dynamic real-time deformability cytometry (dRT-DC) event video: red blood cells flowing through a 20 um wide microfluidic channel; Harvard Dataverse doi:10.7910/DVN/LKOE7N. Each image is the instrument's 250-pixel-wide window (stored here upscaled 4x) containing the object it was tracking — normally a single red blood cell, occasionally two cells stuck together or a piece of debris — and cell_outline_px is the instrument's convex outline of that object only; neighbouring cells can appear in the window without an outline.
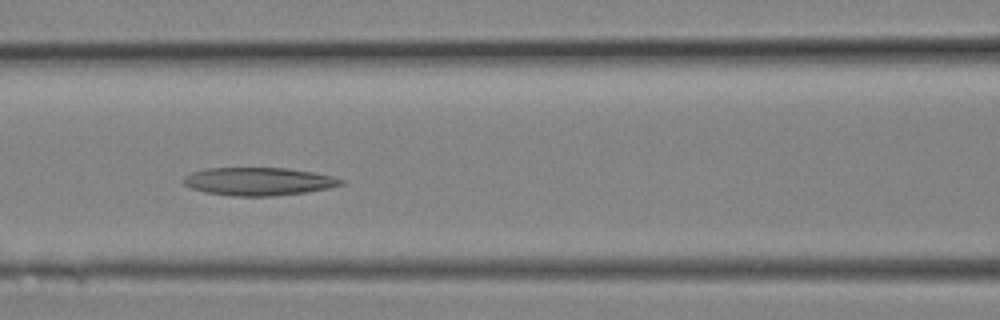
{"species": "Egyptian fruit bat (a non-hibernating species)", "species_latin": "Rousettus aegyptiacus", "temperature_condition": "room temperature", "stored_images_in_passage": 9, "camera_frame_rate_fps": 3000, "um_per_image_px": 0.085, "animal": {"sex": "female"}, "frame": {"image": 1, "passage_image": 8, "time_ms": 2.333, "image_size_px": [1000, 320], "cell_outline_px": [[344, 184], [328, 188], [308, 192], [276, 196], [236, 196], [204, 192], [192, 188], [184, 184], [184, 176], [192, 172], [204, 168], [284, 168], [312, 172], [332, 176], [344, 180]], "centroid_in_image_um": [21.98, 15.42], "position_along_channel_um": 144.6, "area_um2": 25.66}}
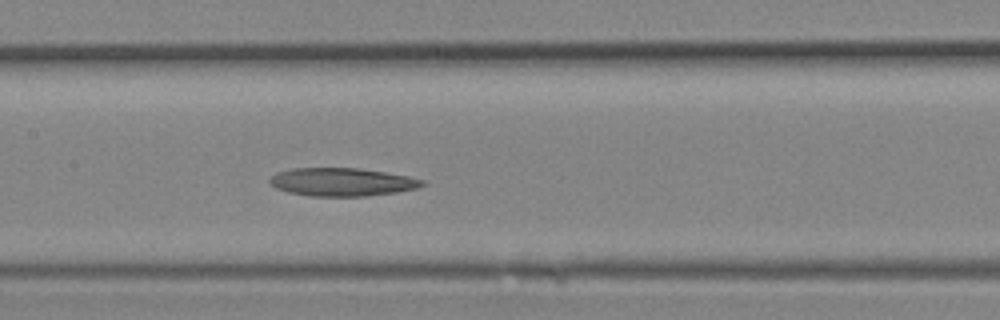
{"frame": {"image": 2, "passage_image": 9, "time_ms": 2.667, "image_size_px": [1000, 320], "cell_outline_px": [[424, 184], [416, 188], [396, 192], [364, 196], [308, 196], [288, 192], [276, 188], [268, 180], [276, 172], [292, 168], [356, 168], [384, 172], [408, 176], [424, 180]], "centroid_in_image_um": [29.03, 15.47], "position_along_channel_um": 178.4, "area_um2": 24.85}}